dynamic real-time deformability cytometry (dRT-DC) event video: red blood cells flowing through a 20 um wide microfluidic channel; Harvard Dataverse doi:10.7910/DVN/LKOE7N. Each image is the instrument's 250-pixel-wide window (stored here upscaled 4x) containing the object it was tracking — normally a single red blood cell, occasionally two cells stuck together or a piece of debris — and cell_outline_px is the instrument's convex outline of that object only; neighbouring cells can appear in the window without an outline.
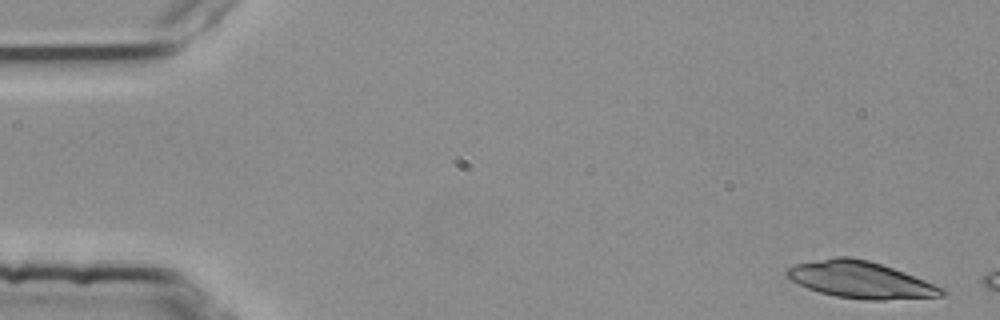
{"species": "common noctule bat (a hibernating species)", "species_latin": "Nyctalus noctula", "temperature_condition": "room temperature", "stored_images_in_passage": 3, "camera_frame_rate_fps": 3000, "um_per_image_px": 0.085, "animal": {"sex": "female", "body_mass_g": 25.1}, "frame": {"image": 1, "passage_image": 1, "time_ms": 0.0, "image_size_px": [1000, 320], "cell_outline_px": [[948, 292], [944, 296], [884, 300], [868, 300], [836, 296], [820, 292], [808, 288], [788, 280], [784, 276], [784, 272], [788, 268], [796, 264], [836, 256], [852, 256], [868, 260], [904, 272], [944, 288]], "centroid_in_image_um": [73.13, 23.78], "position_along_channel_um": 11.9, "area_um2": 33.23}}